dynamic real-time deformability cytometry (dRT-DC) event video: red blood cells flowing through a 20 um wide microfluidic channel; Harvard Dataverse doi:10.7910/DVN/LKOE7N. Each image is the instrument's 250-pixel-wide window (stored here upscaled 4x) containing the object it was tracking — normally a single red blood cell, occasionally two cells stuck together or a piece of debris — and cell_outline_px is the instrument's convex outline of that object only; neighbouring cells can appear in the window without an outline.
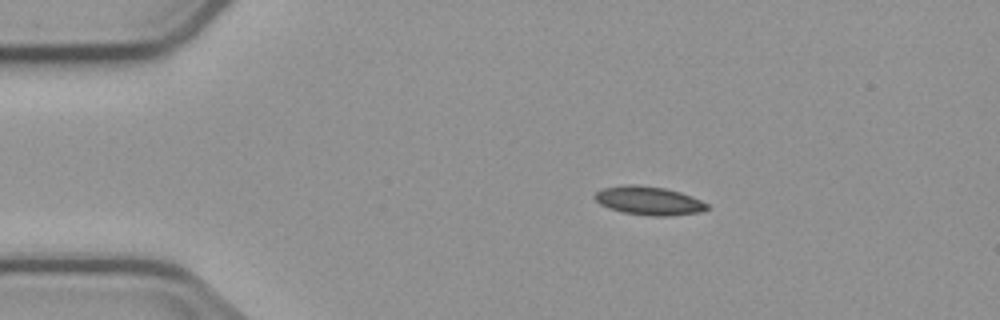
{"species": "common noctule bat (a hibernating species)", "species_latin": "Nyctalus noctula", "temperature_condition": "cold", "stored_images_in_passage": 3, "segment_of_instrument_passage": [1, 2], "camera_frame_rate_fps": 3000, "um_per_image_px": 0.085, "animal": {"sex": "male", "body_mass_g": 23.1, "forearm_length_mm": 52.7}, "frame": {"image": 1, "passage_image": 1, "time_ms": 0.0, "image_size_px": [1000, 320], "cell_outline_px": [[708, 208], [700, 212], [668, 216], [652, 216], [624, 212], [608, 208], [600, 204], [592, 196], [596, 192], [604, 188], [624, 184], [640, 184], [664, 188], [680, 192], [692, 196], [708, 204]], "centroid_in_image_um": [55.13, 17.05], "position_along_channel_um": 29.9, "area_um2": 18.73}}